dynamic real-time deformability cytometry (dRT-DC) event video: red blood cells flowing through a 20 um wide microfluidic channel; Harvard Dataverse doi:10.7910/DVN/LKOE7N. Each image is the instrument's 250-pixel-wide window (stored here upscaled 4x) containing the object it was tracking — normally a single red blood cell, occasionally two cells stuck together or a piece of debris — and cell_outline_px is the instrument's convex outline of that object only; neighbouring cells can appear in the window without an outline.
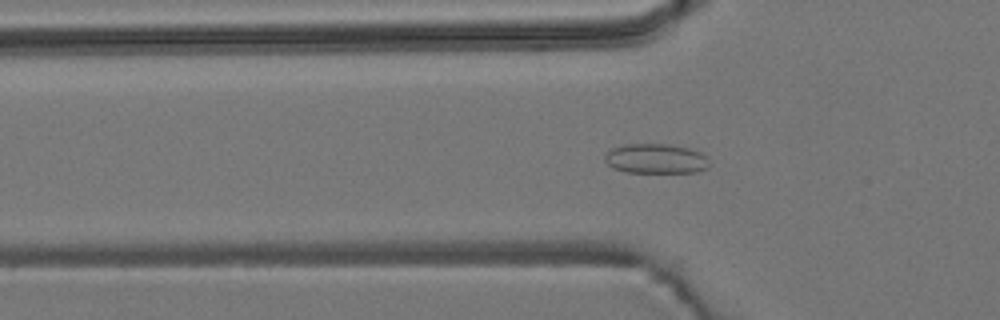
{"species": "common noctule bat (a hibernating species)", "species_latin": "Nyctalus noctula", "temperature_condition": "room temperature", "stored_images_in_passage": 54, "camera_frame_rate_fps": 3000, "um_per_image_px": 0.085, "animal": {"sex": "male", "body_mass_g": 19.2, "forearm_length_mm": 51.8}, "frame": {"image": 1, "passage_image": 17, "time_ms": 5.333, "image_size_px": [1000, 320], "cell_outline_px": [[708, 168], [696, 172], [624, 172], [612, 168], [604, 160], [604, 156], [612, 148], [624, 144], [668, 144], [688, 148], [700, 152], [704, 156], [708, 164]], "centroid_in_image_um": [55.7, 13.49], "position_along_channel_um": 70.1, "area_um2": 18.03}}
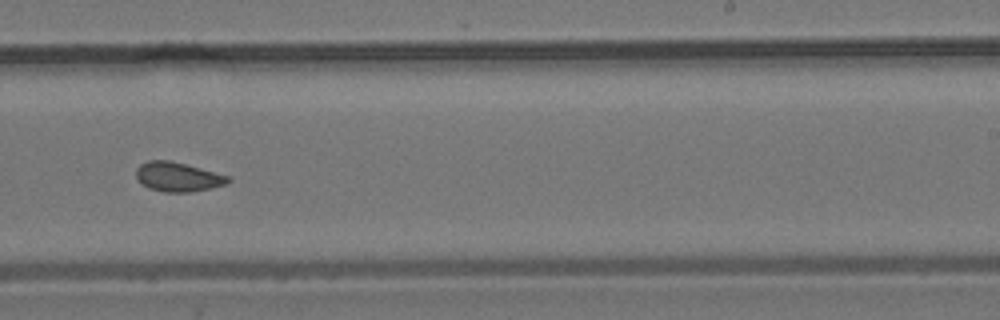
{"frame": {"image": 2, "passage_image": 33, "time_ms": 10.667, "image_size_px": [1000, 320], "cell_outline_px": [[232, 180], [224, 184], [208, 188], [188, 192], [164, 192], [148, 188], [136, 176], [136, 168], [140, 164], [148, 160], [168, 160], [200, 168], [228, 176]], "centroid_in_image_um": [15.08, 15.02], "position_along_channel_um": 273.9, "area_um2": 15.37}}
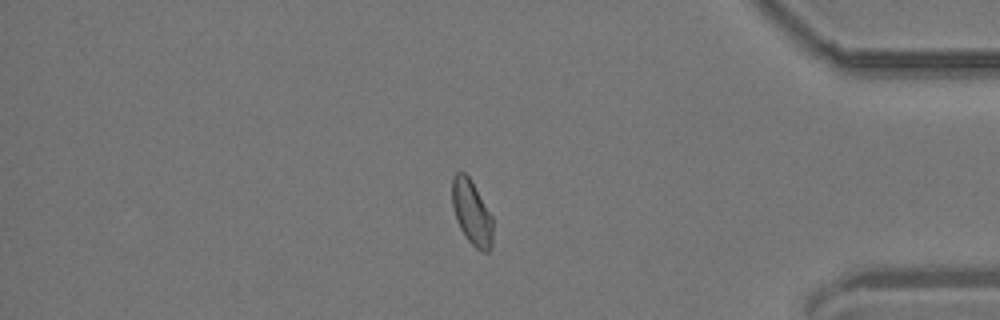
{"frame": {"image": 3, "passage_image": 45, "time_ms": 14.667, "image_size_px": [1000, 320], "cell_outline_px": [[492, 248], [488, 252], [480, 252], [464, 236], [456, 220], [452, 204], [452, 176], [456, 172], [464, 172], [468, 176], [492, 216]], "centroid_in_image_um": [40.09, 18.1], "position_along_channel_um": 395.1, "area_um2": 15.32}, "authors_computed_cell_mechanics": {"area_um2": 15.895, "velocity_mm_per_s": 3.8222, "shape_relaxation_time_tau1_ms": null, "shape_relaxation_time_tau2_ms": 1.3064, "deformation_change_tau1": null, "deformation_change_tau2": 0.0494}}